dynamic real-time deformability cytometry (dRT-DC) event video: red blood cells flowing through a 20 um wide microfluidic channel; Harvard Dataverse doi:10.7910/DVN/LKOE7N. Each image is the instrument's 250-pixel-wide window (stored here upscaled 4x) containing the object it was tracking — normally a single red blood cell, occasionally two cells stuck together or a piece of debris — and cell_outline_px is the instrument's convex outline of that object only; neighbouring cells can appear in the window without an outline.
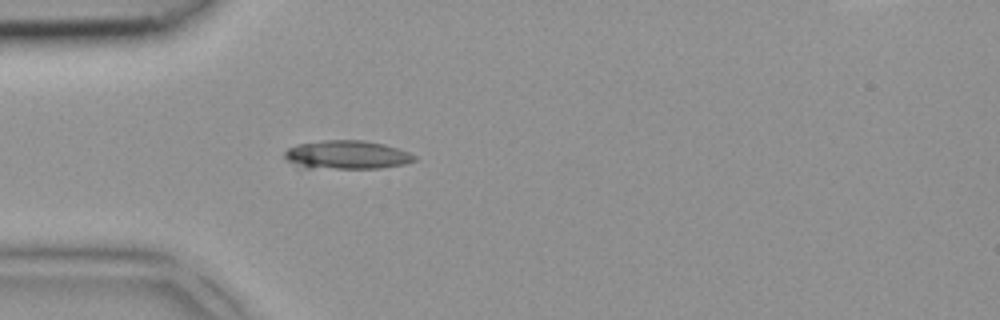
{"species": "common noctule bat (a hibernating species)", "species_latin": "Nyctalus noctula", "temperature_condition": "room temperature", "stored_images_in_passage": 3, "camera_frame_rate_fps": 3000, "um_per_image_px": 0.085, "animal": {"sex": "female", "body_mass_g": 18.4}, "frame": {"image": 1, "passage_image": 3, "time_ms": 0.667, "image_size_px": [1000, 320], "cell_outline_px": [[416, 160], [404, 164], [380, 168], [308, 168], [288, 160], [284, 156], [284, 152], [288, 148], [296, 144], [324, 140], [364, 140], [384, 144], [408, 152], [416, 156]], "centroid_in_image_um": [29.49, 13.15], "position_along_channel_um": 55.5, "area_um2": 21.44}}